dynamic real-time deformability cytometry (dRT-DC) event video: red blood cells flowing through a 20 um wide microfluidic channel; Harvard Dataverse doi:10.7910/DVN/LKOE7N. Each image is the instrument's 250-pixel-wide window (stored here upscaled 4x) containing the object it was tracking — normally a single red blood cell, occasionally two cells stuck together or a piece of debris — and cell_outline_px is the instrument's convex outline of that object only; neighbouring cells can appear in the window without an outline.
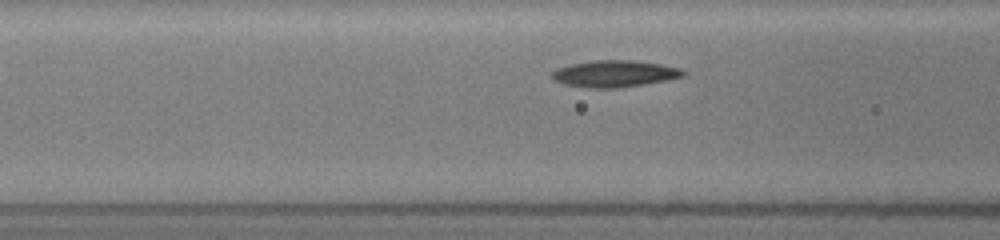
{"species": "common noctule bat (a hibernating species)", "species_latin": "Nyctalus noctula", "temperature_condition": "room temperature", "stored_images_in_passage": 5, "segment_of_instrument_passage": [2, 2], "camera_frame_rate_fps": 3000, "um_per_image_px": 0.085, "animal": {"sex": "female", "body_mass_g": 19.5, "forearm_length_mm": 54.1}, "frame": {"image": 1, "passage_image": 5, "time_ms": 3.333, "image_size_px": [1000, 240], "cell_outline_px": [[688, 72], [684, 76], [668, 80], [644, 84], [616, 88], [588, 88], [564, 84], [548, 76], [548, 72], [556, 68], [572, 64], [592, 60], [632, 60], [660, 64], [680, 68]], "centroid_in_image_um": [52.21, 6.26], "position_along_channel_um": 114.4, "area_um2": 20.63}}